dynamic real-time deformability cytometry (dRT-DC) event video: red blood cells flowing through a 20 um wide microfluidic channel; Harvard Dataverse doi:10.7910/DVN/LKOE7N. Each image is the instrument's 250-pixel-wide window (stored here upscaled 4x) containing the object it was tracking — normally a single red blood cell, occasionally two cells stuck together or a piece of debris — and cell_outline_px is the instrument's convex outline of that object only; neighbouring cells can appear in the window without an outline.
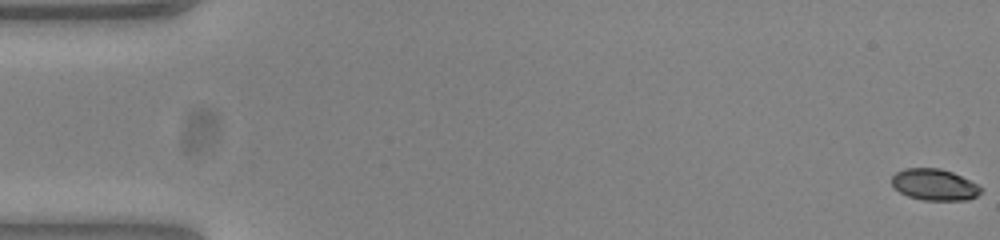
{"species": "common noctule bat (a hibernating species)", "species_latin": "Nyctalus noctula", "temperature_condition": "warm", "stored_images_in_passage": 54, "camera_frame_rate_fps": 3000, "um_per_image_px": 0.085, "animal": {"sex": "female", "body_mass_g": 23.0, "forearm_length_mm": 53.4}, "frame": {"image": 1, "passage_image": 1, "time_ms": 0.0, "image_size_px": [1000, 240], "cell_outline_px": [[980, 192], [976, 196], [968, 200], [924, 200], [908, 196], [900, 192], [892, 184], [892, 176], [896, 172], [904, 168], [940, 168], [952, 172], [976, 184], [980, 188]], "centroid_in_image_um": [79.39, 15.69], "position_along_channel_um": 5.6, "area_um2": 16.07}}
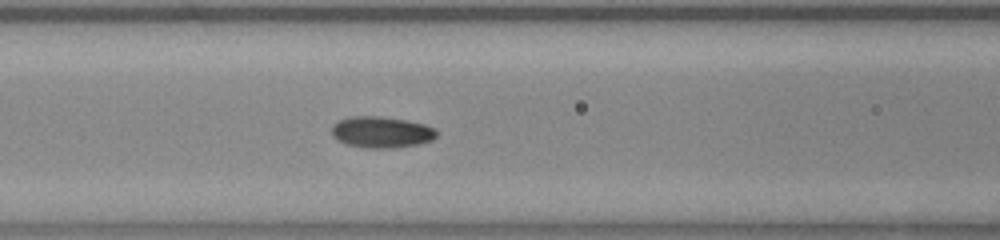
{"frame": {"image": 2, "passage_image": 23, "time_ms": 7.333, "image_size_px": [1000, 240], "cell_outline_px": [[436, 136], [432, 140], [420, 144], [392, 148], [364, 148], [348, 144], [336, 140], [332, 136], [332, 124], [340, 120], [352, 116], [380, 116], [404, 120], [424, 124], [436, 128]], "centroid_in_image_um": [32.41, 11.24], "position_along_channel_um": 134.2, "area_um2": 19.19}}
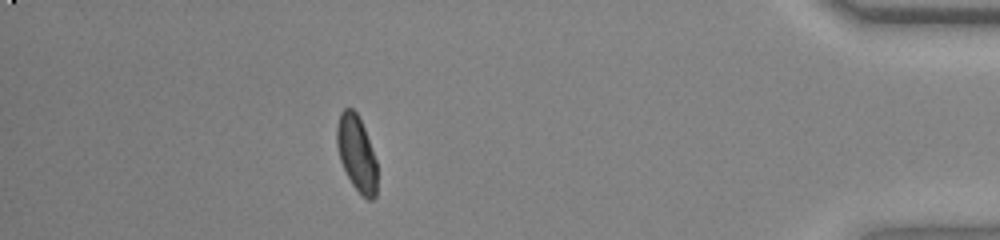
{"frame": {"image": 3, "passage_image": 48, "time_ms": 15.667, "image_size_px": [1000, 240], "cell_outline_px": [[376, 196], [372, 200], [368, 200], [352, 184], [340, 160], [336, 144], [336, 128], [340, 112], [344, 108], [352, 108], [356, 112], [364, 128], [376, 160]], "centroid_in_image_um": [30.29, 13.01], "position_along_channel_um": 404.9, "area_um2": 17.51}, "authors_computed_cell_mechanics": {"area_um2": 17.8024, "velocity_mm_per_s": 3.8579, "shape_relaxation_time_tau1_ms": 5.0157, "shape_relaxation_time_tau2_ms": 1.347, "deformation_change_tau1": 0.1497, "deformation_change_tau2": 0.0402}}